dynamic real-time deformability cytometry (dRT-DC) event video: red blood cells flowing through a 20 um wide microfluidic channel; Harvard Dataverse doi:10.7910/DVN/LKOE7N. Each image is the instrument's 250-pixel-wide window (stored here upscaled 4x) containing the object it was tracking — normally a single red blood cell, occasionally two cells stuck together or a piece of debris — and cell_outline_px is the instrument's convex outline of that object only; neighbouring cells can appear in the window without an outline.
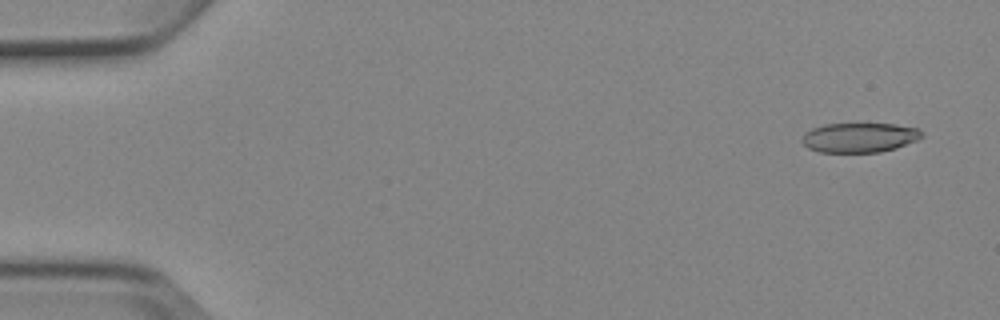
{"species": "Egyptian fruit bat (a non-hibernating species)", "species_latin": "Rousettus aegyptiacus", "temperature_condition": "cold", "stored_images_in_passage": 9, "camera_frame_rate_fps": 3000, "um_per_image_px": 0.085, "animal": {"sex": "female"}, "frame": {"image": 1, "passage_image": 1, "time_ms": 0.0, "image_size_px": [1000, 320], "cell_outline_px": [[924, 136], [916, 140], [896, 148], [880, 152], [820, 152], [808, 148], [800, 140], [812, 128], [824, 124], [896, 124], [920, 128], [924, 132]], "centroid_in_image_um": [73.1, 11.69], "position_along_channel_um": 11.9, "area_um2": 20.69}}
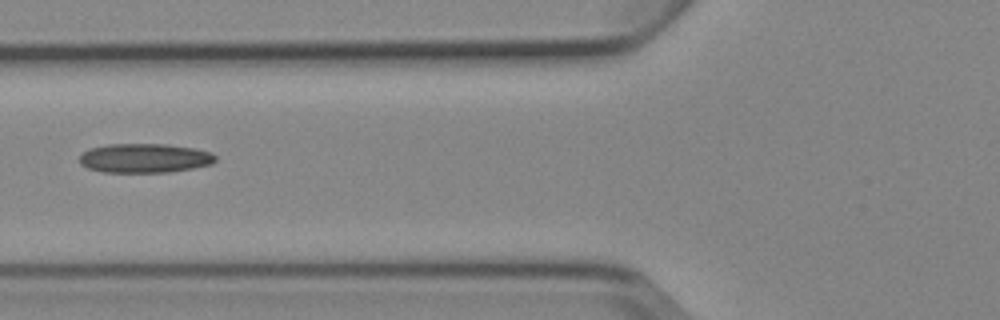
{"frame": {"image": 2, "passage_image": 6, "time_ms": 6.0, "image_size_px": [1000, 320], "cell_outline_px": [[216, 160], [212, 164], [192, 168], [168, 172], [104, 172], [88, 168], [80, 164], [80, 156], [88, 148], [108, 144], [168, 144], [196, 148], [212, 152], [216, 156]], "centroid_in_image_um": [12.31, 13.43], "position_along_channel_um": 113.5, "area_um2": 23.29}}
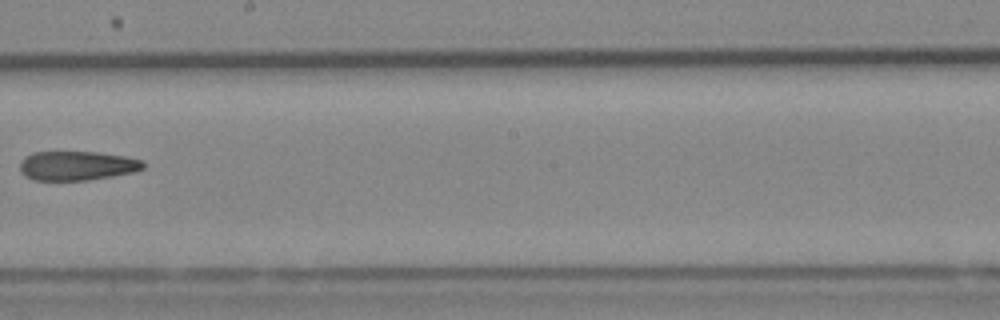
{"frame": {"image": 3, "passage_image": 9, "time_ms": 9.333, "image_size_px": [1000, 320], "cell_outline_px": [[144, 168], [132, 172], [112, 176], [88, 180], [32, 180], [24, 176], [20, 172], [20, 160], [24, 156], [32, 152], [100, 152], [128, 156], [144, 160]], "centroid_in_image_um": [6.53, 14.07], "position_along_channel_um": 241.7, "area_um2": 21.33}}